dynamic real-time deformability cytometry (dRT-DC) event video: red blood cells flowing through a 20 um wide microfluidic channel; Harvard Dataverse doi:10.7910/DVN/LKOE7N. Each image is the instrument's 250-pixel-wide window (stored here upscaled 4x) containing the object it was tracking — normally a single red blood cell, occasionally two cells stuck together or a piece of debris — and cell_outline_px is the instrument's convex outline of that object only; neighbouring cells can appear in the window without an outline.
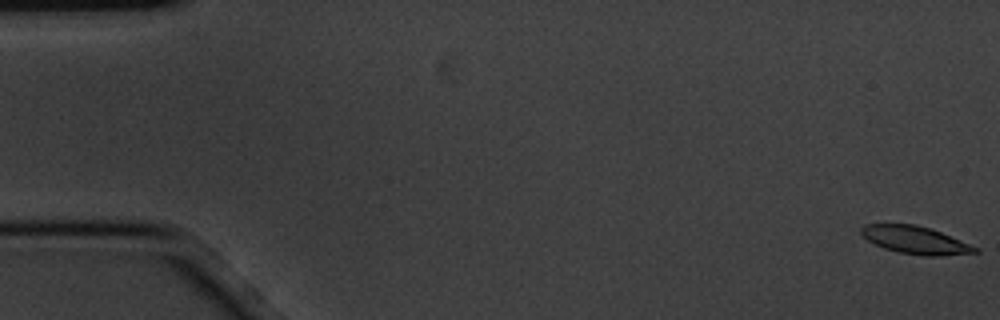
{"species": "common noctule bat (a hibernating species)", "species_latin": "Nyctalus noctula", "temperature_condition": "cold", "stored_images_in_passage": 5, "camera_frame_rate_fps": 3000, "um_per_image_px": 0.085, "animal": {"sex": "male", "body_mass_g": 20.1, "forearm_length_mm": 53.5}, "frame": {"image": 1, "passage_image": 1, "time_ms": 0.0, "image_size_px": [1000, 320], "cell_outline_px": [[980, 252], [940, 256], [924, 256], [900, 252], [884, 248], [868, 240], [860, 232], [860, 228], [864, 224], [916, 224], [940, 232], [980, 248]], "centroid_in_image_um": [77.82, 20.41], "position_along_channel_um": 7.2, "area_um2": 18.21}}
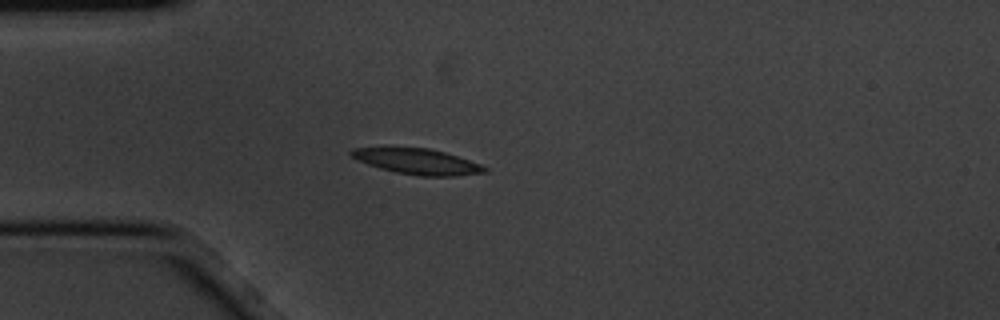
{"frame": {"image": 2, "passage_image": 5, "time_ms": 1.333, "image_size_px": [1000, 320], "cell_outline_px": [[488, 172], [456, 176], [420, 176], [396, 172], [380, 168], [356, 160], [348, 152], [352, 148], [388, 144], [428, 148], [444, 152], [480, 164], [488, 168]], "centroid_in_image_um": [35.36, 13.67], "position_along_channel_um": 49.6, "area_um2": 20.75}}